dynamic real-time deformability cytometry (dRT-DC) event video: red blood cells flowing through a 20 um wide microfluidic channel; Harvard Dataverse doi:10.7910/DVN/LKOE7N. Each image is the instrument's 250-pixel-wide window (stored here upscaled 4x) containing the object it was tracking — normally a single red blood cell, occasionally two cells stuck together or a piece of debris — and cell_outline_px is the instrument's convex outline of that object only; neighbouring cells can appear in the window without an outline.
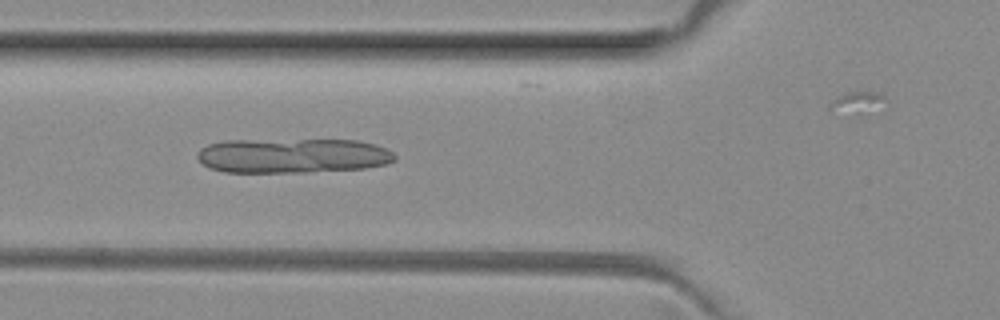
{"species": "common noctule bat (a hibernating species)", "species_latin": "Nyctalus noctula", "temperature_condition": "room temperature", "stored_images_in_passage": 10, "camera_frame_rate_fps": 3000, "um_per_image_px": 0.085, "animal": {"sex": "female", "body_mass_g": 29.2, "forearm_length_mm": 56.3}, "frame": {"image": 1, "passage_image": 5, "time_ms": 1.333, "image_size_px": [1000, 320], "cell_outline_px": [[396, 160], [384, 164], [364, 168], [304, 172], [224, 172], [208, 168], [196, 156], [200, 148], [208, 144], [228, 140], [360, 140], [376, 144], [392, 152], [396, 156]], "centroid_in_image_um": [24.86, 13.23], "position_along_channel_um": 100.9, "area_um2": 40.0}}
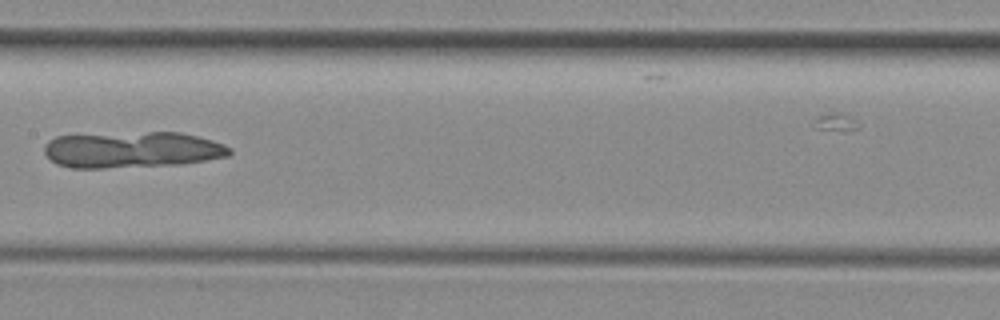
{"frame": {"image": 2, "passage_image": 7, "time_ms": 2.0, "image_size_px": [1000, 320], "cell_outline_px": [[232, 152], [228, 156], [180, 164], [104, 168], [72, 168], [56, 164], [44, 152], [44, 144], [48, 140], [56, 136], [148, 132], [180, 132], [212, 140], [224, 144], [232, 148]], "centroid_in_image_um": [11.23, 12.73], "position_along_channel_um": 196.2, "area_um2": 38.96}}
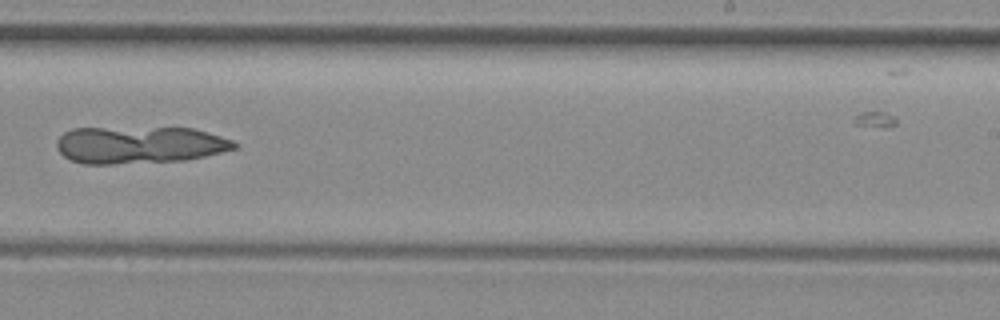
{"frame": {"image": 3, "passage_image": 9, "time_ms": 2.667, "image_size_px": [1000, 320], "cell_outline_px": [[236, 148], [204, 156], [184, 160], [112, 164], [84, 164], [72, 160], [64, 156], [56, 148], [56, 140], [64, 132], [72, 128], [192, 128], [220, 136], [232, 140], [236, 144]], "centroid_in_image_um": [11.8, 12.31], "position_along_channel_um": 277.2, "area_um2": 38.26}}